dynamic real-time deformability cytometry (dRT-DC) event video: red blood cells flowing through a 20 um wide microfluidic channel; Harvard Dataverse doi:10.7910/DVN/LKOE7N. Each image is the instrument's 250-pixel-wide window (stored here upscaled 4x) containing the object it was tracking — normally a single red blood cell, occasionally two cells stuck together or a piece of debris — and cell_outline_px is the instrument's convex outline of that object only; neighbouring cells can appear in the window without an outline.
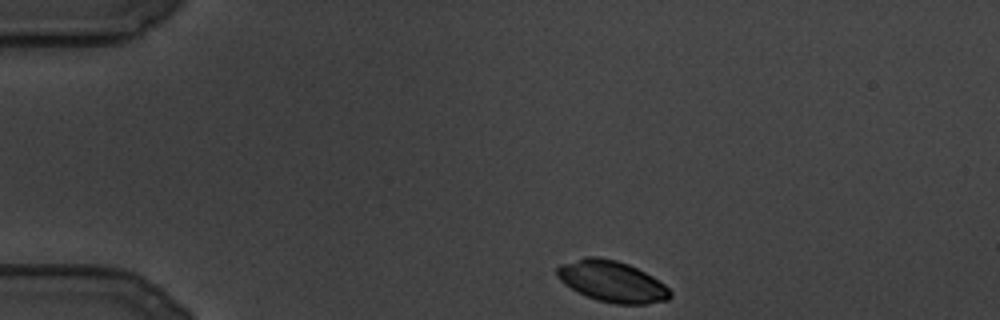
{"species": "common noctule bat (a hibernating species)", "species_latin": "Nyctalus noctula", "temperature_condition": "cold", "stored_images_in_passage": 36, "camera_frame_rate_fps": 3000, "um_per_image_px": 0.085, "animal": {"sex": "male", "body_mass_g": 19.5, "forearm_length_mm": 54.6}, "frame": {"image": 1, "passage_image": 1, "time_ms": 0.0, "image_size_px": [1000, 320], "cell_outline_px": [[672, 296], [668, 300], [648, 304], [616, 304], [596, 300], [564, 284], [556, 276], [556, 268], [560, 264], [584, 256], [596, 256], [616, 260], [628, 264], [652, 276], [664, 284], [672, 292]], "centroid_in_image_um": [52.02, 23.91], "position_along_channel_um": 33.0, "area_um2": 27.17}}
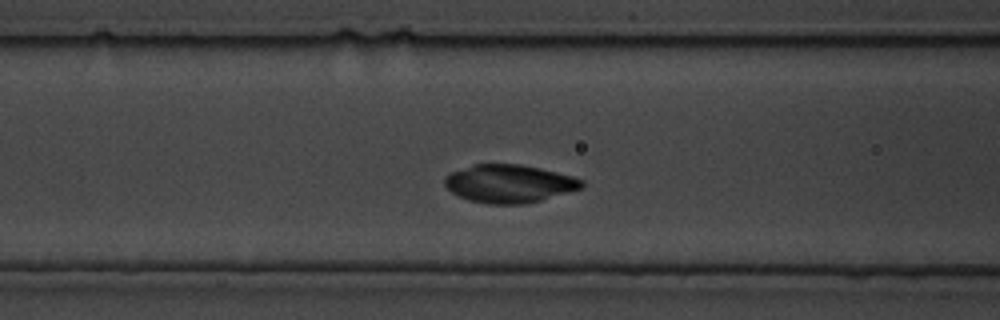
{"frame": {"image": 2, "passage_image": 27, "time_ms": 8.667, "image_size_px": [1000, 320], "cell_outline_px": [[584, 188], [540, 200], [524, 204], [488, 204], [468, 200], [452, 192], [444, 184], [444, 176], [452, 172], [472, 164], [520, 164], [540, 168], [572, 176], [584, 180]], "centroid_in_image_um": [43.29, 15.61], "position_along_channel_um": 123.3, "area_um2": 30.4}}
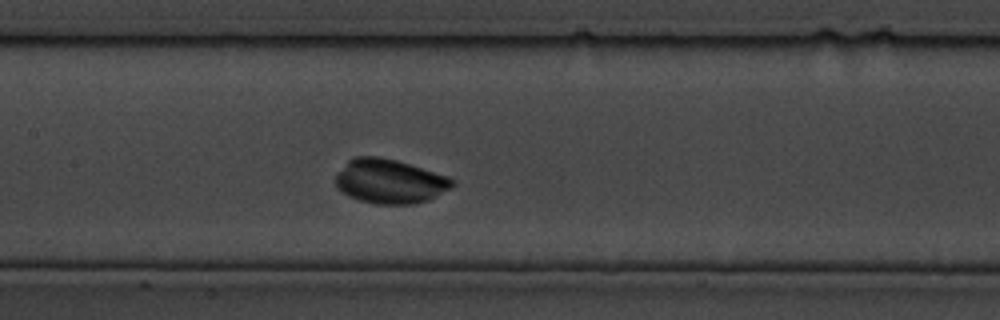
{"frame": {"image": 3, "passage_image": 36, "time_ms": 11.667, "image_size_px": [1000, 320], "cell_outline_px": [[456, 184], [452, 188], [428, 200], [416, 204], [376, 204], [360, 200], [348, 196], [336, 188], [336, 176], [348, 160], [356, 156], [376, 156], [396, 160], [448, 176], [456, 180]], "centroid_in_image_um": [33.15, 15.42], "position_along_channel_um": 174.2, "area_um2": 30.17}}